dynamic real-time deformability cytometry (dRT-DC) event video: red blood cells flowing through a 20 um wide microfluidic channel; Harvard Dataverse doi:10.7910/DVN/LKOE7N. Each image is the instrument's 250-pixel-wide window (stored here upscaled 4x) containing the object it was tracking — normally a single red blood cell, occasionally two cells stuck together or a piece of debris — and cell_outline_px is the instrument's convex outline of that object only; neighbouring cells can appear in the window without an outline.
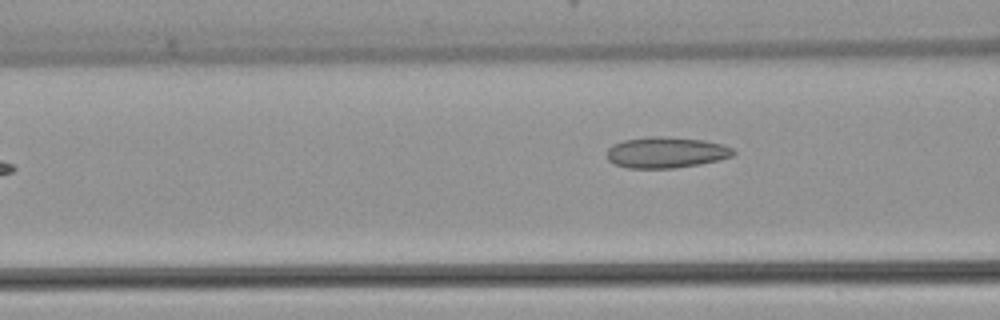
{"species": "common noctule bat (a hibernating species)", "species_latin": "Nyctalus noctula", "temperature_condition": "warm", "stored_images_in_passage": 5, "camera_frame_rate_fps": 3000, "um_per_image_px": 0.085, "animal": {"sex": "female", "body_mass_g": 22.7, "forearm_length_mm": 54.2}, "frame": {"image": 1, "passage_image": 5, "time_ms": 6.0, "image_size_px": [1000, 320], "cell_outline_px": [[736, 152], [732, 156], [700, 164], [676, 168], [628, 168], [612, 164], [608, 160], [608, 148], [612, 144], [624, 140], [648, 136], [660, 136], [704, 140], [724, 144], [732, 148]], "centroid_in_image_um": [56.6, 12.96], "position_along_channel_um": 110.0, "area_um2": 22.95}}